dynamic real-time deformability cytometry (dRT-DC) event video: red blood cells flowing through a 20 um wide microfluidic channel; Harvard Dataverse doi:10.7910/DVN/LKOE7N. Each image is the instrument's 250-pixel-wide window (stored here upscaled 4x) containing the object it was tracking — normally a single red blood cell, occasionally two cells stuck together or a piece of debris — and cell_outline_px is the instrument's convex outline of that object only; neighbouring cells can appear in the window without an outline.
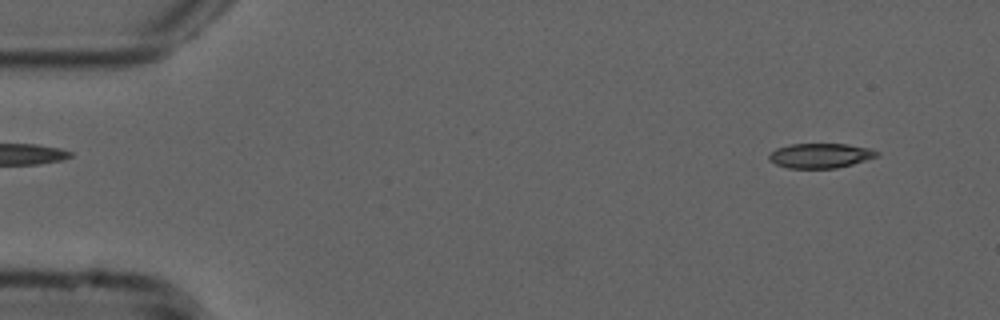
{"species": "common noctule bat (a hibernating species)", "species_latin": "Nyctalus noctula", "temperature_condition": "cold", "stored_images_in_passage": 53, "camera_frame_rate_fps": 3000, "um_per_image_px": 0.085, "animal": {"sex": "male", "forearm_length_mm": 52.5}, "frame": {"image": 1, "passage_image": 4, "time_ms": 1.0, "image_size_px": [1000, 320], "cell_outline_px": [[880, 156], [852, 164], [836, 168], [788, 168], [776, 164], [768, 160], [768, 156], [776, 148], [788, 144], [848, 144], [872, 148], [880, 152]], "centroid_in_image_um": [69.76, 13.22], "position_along_channel_um": 15.2, "area_um2": 15.72}}
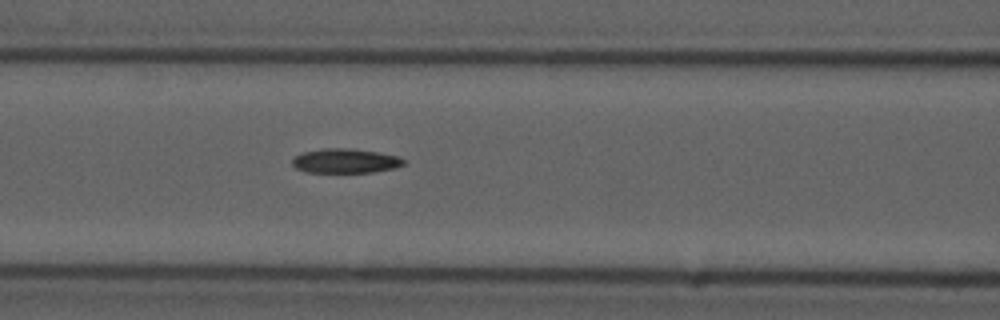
{"frame": {"image": 2, "passage_image": 22, "time_ms": 7.0, "image_size_px": [1000, 320], "cell_outline_px": [[404, 164], [392, 168], [372, 172], [308, 172], [296, 168], [292, 164], [292, 160], [296, 156], [304, 152], [324, 148], [348, 148], [376, 152], [396, 156], [404, 160]], "centroid_in_image_um": [29.32, 13.67], "position_along_channel_um": 137.3, "area_um2": 15.49}}
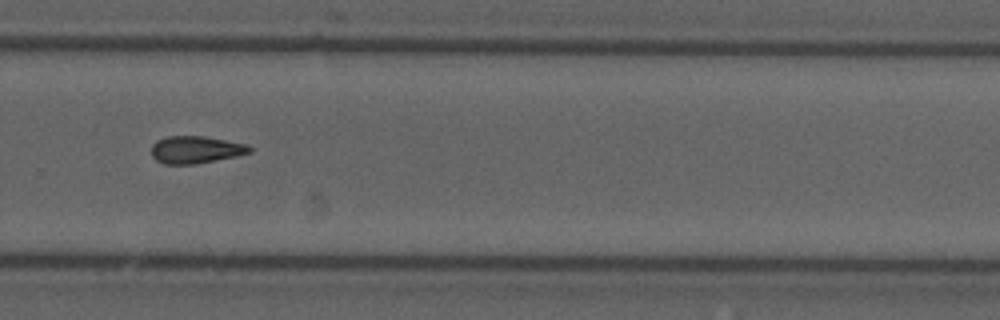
{"frame": {"image": 3, "passage_image": 36, "time_ms": 11.667, "image_size_px": [1000, 320], "cell_outline_px": [[252, 152], [236, 156], [196, 164], [164, 164], [156, 160], [152, 156], [152, 144], [156, 140], [168, 136], [204, 136], [248, 144], [252, 148]], "centroid_in_image_um": [16.64, 12.72], "position_along_channel_um": 313.2, "area_um2": 15.72}}